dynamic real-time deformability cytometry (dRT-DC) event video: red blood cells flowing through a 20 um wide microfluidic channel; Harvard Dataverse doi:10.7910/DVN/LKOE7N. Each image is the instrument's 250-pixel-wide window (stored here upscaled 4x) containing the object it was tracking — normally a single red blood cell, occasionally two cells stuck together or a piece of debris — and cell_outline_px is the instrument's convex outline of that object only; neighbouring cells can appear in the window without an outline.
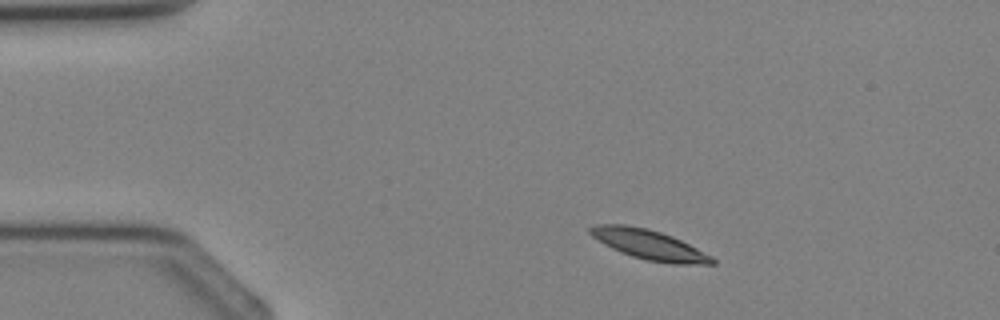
{"species": "Egyptian fruit bat (a non-hibernating species)", "species_latin": "Rousettus aegyptiacus", "temperature_condition": "cold", "stored_images_in_passage": 2, "camera_frame_rate_fps": 3000, "um_per_image_px": 0.085, "animal": {"sex": "female"}, "frame": {"image": 1, "passage_image": 1, "time_ms": 0.0, "image_size_px": [1000, 320], "cell_outline_px": [[716, 264], [672, 264], [644, 260], [620, 252], [604, 244], [592, 236], [588, 232], [588, 228], [596, 224], [624, 224], [648, 228], [672, 236], [712, 256], [716, 260]], "centroid_in_image_um": [55.16, 20.8], "position_along_channel_um": 29.8, "area_um2": 21.21}}